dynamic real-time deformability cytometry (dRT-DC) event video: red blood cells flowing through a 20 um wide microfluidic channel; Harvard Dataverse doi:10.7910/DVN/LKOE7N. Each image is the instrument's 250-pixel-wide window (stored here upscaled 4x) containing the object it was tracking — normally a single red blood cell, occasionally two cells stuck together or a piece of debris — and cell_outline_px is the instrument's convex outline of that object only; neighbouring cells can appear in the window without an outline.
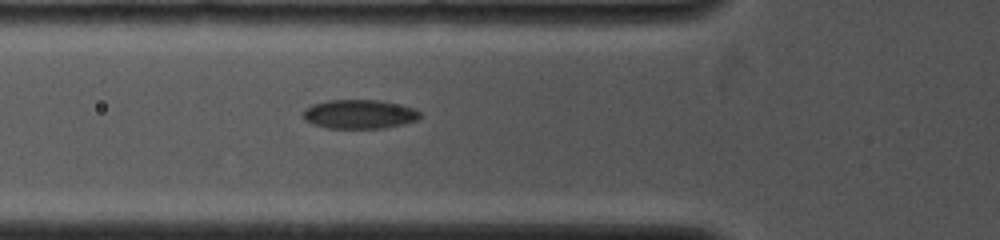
{"species": "common noctule bat (a hibernating species)", "species_latin": "Nyctalus noctula", "temperature_condition": "cold", "stored_images_in_passage": 35, "camera_frame_rate_fps": 4000, "um_per_image_px": 0.085, "animal": {"sex": "female", "body_mass_g": 19.0, "forearm_length_mm": 53.3}, "frame": {"image": 1, "passage_image": 2, "time_ms": 0.5, "image_size_px": [1000, 240], "cell_outline_px": [[424, 116], [416, 120], [384, 128], [328, 128], [312, 124], [304, 120], [300, 112], [312, 104], [328, 100], [380, 100], [412, 108], [420, 112]], "centroid_in_image_um": [30.49, 9.7], "position_along_channel_um": 95.3, "area_um2": 19.83}}
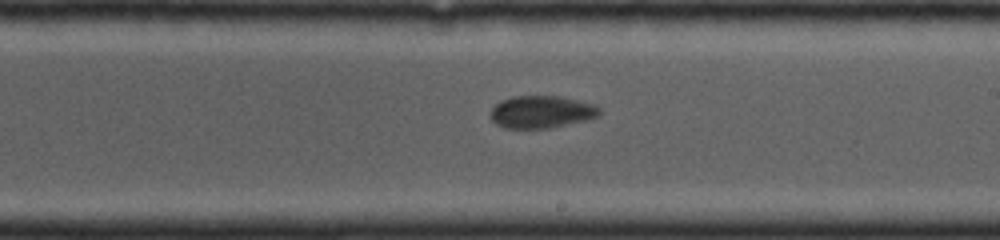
{"frame": {"image": 2, "passage_image": 14, "time_ms": 4.0, "image_size_px": [1000, 240], "cell_outline_px": [[600, 116], [588, 120], [548, 128], [504, 128], [496, 124], [492, 120], [488, 112], [500, 100], [512, 96], [556, 96], [576, 100], [592, 104], [600, 108]], "centroid_in_image_um": [45.99, 9.52], "position_along_channel_um": 243.0, "area_um2": 20.63}}
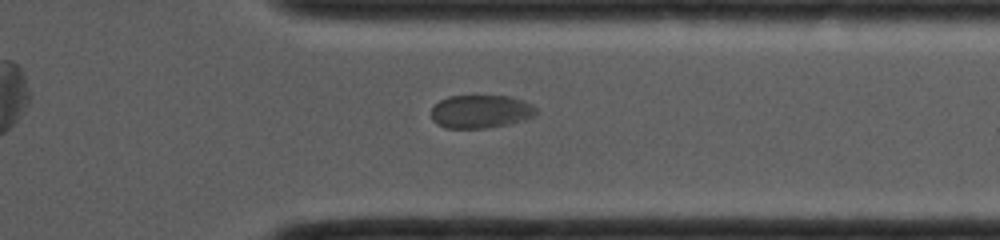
{"frame": {"image": 3, "passage_image": 26, "time_ms": 7.0, "image_size_px": [1000, 240], "cell_outline_px": [[540, 112], [524, 120], [508, 124], [488, 128], [444, 128], [436, 124], [432, 120], [432, 108], [440, 100], [448, 96], [512, 96], [524, 100], [532, 104]], "centroid_in_image_um": [40.88, 9.48], "position_along_channel_um": 370.5, "area_um2": 20.52}}